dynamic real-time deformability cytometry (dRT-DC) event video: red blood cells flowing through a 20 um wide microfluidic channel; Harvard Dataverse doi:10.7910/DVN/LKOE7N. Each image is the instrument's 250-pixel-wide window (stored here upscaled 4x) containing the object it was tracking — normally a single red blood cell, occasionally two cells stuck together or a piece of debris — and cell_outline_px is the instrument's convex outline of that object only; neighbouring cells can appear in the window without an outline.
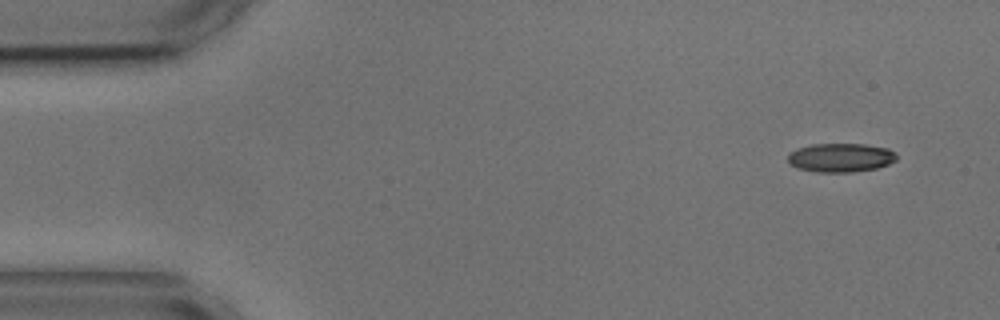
{"species": "common noctule bat (a hibernating species)", "species_latin": "Nyctalus noctula", "temperature_condition": "cold", "stored_images_in_passage": 4, "camera_frame_rate_fps": 3000, "um_per_image_px": 0.085, "animal": {"sex": "male", "body_mass_g": 17.9, "forearm_length_mm": 54.2}, "frame": {"image": 1, "passage_image": 1, "time_ms": 0.0, "image_size_px": [1000, 320], "cell_outline_px": [[896, 160], [888, 164], [876, 168], [852, 172], [816, 172], [800, 168], [788, 164], [788, 152], [796, 148], [812, 144], [864, 144], [888, 148], [896, 152]], "centroid_in_image_um": [71.43, 13.39], "position_along_channel_um": 13.6, "area_um2": 18.38}}
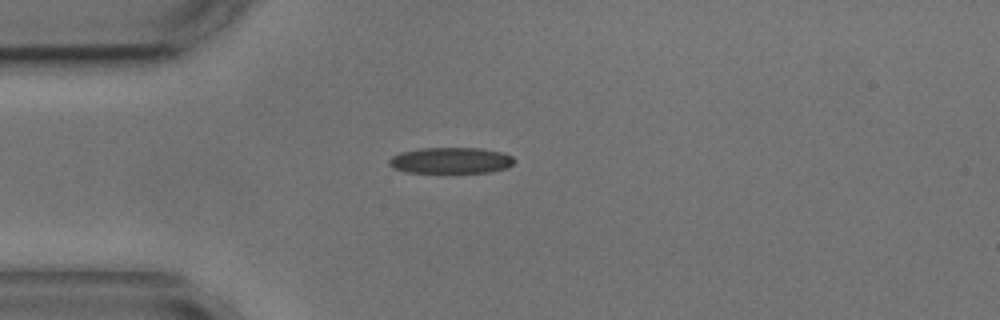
{"frame": {"image": 2, "passage_image": 3, "time_ms": 3.333, "image_size_px": [1000, 320], "cell_outline_px": [[516, 160], [512, 164], [504, 168], [488, 172], [404, 172], [392, 168], [388, 164], [388, 160], [392, 156], [400, 152], [420, 148], [480, 148], [500, 152], [512, 156]], "centroid_in_image_um": [38.26, 13.63], "position_along_channel_um": 46.7, "area_um2": 18.96}}